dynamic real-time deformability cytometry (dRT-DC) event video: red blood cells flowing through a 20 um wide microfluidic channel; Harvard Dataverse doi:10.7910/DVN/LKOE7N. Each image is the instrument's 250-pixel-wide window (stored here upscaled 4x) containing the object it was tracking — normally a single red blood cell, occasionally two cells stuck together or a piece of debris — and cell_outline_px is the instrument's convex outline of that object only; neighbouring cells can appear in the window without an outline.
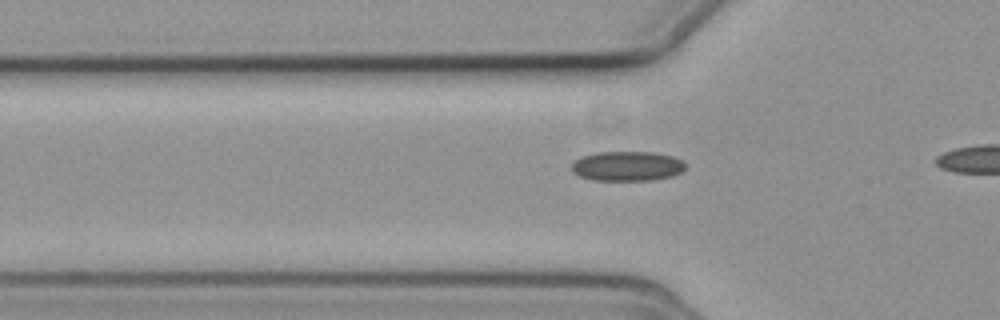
{"species": "common noctule bat (a hibernating species)", "species_latin": "Nyctalus noctula", "temperature_condition": "cold", "stored_images_in_passage": 5, "camera_frame_rate_fps": 3000, "um_per_image_px": 0.085, "animal": {"sex": "female", "body_mass_g": 19.3, "forearm_length_mm": 54.1}, "frame": {"image": 1, "passage_image": 2, "time_ms": 0.333, "image_size_px": [1000, 320], "cell_outline_px": [[688, 164], [680, 172], [672, 176], [652, 180], [592, 180], [580, 176], [572, 172], [572, 164], [576, 160], [584, 156], [596, 152], [652, 152], [672, 156]], "centroid_in_image_um": [53.32, 14.12], "position_along_channel_um": 72.5, "area_um2": 19.59}}